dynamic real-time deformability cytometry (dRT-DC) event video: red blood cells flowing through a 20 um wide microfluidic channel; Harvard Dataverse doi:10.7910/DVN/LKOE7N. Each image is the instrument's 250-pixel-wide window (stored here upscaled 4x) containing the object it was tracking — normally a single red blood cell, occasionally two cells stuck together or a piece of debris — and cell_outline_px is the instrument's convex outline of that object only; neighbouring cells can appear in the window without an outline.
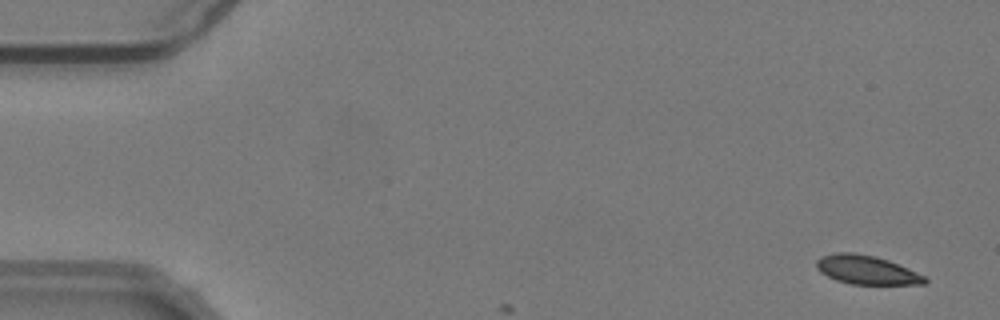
{"species": "common noctule bat (a hibernating species)", "species_latin": "Nyctalus noctula", "temperature_condition": "warm", "stored_images_in_passage": 7, "camera_frame_rate_fps": 3000, "um_per_image_px": 0.085, "animal": {"sex": "male", "body_mass_g": 19.2, "forearm_length_mm": 51.8}, "frame": {"image": 1, "passage_image": 3, "time_ms": 0.667, "image_size_px": [1000, 320], "cell_outline_px": [[928, 280], [924, 284], [852, 284], [836, 280], [820, 272], [816, 268], [816, 260], [820, 256], [836, 252], [852, 252], [876, 256], [888, 260], [908, 268], [924, 276]], "centroid_in_image_um": [73.62, 22.93], "position_along_channel_um": 11.4, "area_um2": 18.21}}